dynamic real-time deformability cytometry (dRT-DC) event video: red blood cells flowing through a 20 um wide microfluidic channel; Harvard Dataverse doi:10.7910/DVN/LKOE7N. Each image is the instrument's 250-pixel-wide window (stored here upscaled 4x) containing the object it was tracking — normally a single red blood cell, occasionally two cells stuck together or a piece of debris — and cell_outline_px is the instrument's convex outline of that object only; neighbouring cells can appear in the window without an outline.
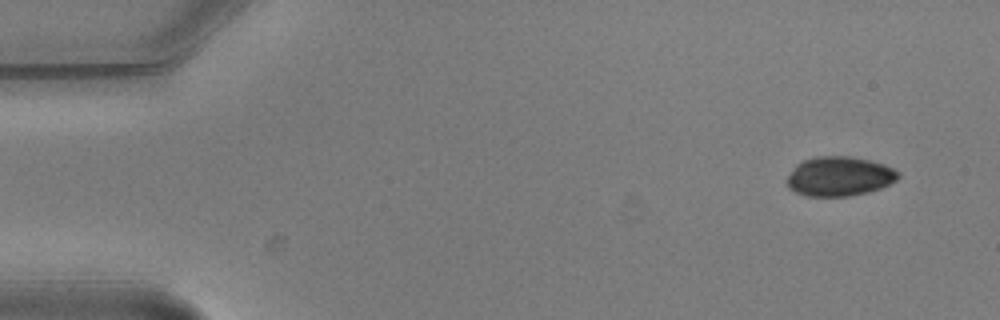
{"species": "common noctule bat (a hibernating species)", "species_latin": "Nyctalus noctula", "temperature_condition": "warm", "stored_images_in_passage": 2, "camera_frame_rate_fps": 3000, "um_per_image_px": 0.085, "animal": {"sex": "male", "body_mass_g": 20.5, "forearm_length_mm": 52.5}, "frame": {"image": 1, "passage_image": 1, "time_ms": 0.0, "image_size_px": [1000, 320], "cell_outline_px": [[900, 176], [896, 180], [880, 188], [868, 192], [848, 196], [808, 196], [796, 192], [788, 188], [788, 176], [792, 168], [796, 164], [804, 160], [816, 156], [848, 156], [868, 160], [884, 164], [900, 172]], "centroid_in_image_um": [71.34, 14.98], "position_along_channel_um": 13.7, "area_um2": 25.49}}